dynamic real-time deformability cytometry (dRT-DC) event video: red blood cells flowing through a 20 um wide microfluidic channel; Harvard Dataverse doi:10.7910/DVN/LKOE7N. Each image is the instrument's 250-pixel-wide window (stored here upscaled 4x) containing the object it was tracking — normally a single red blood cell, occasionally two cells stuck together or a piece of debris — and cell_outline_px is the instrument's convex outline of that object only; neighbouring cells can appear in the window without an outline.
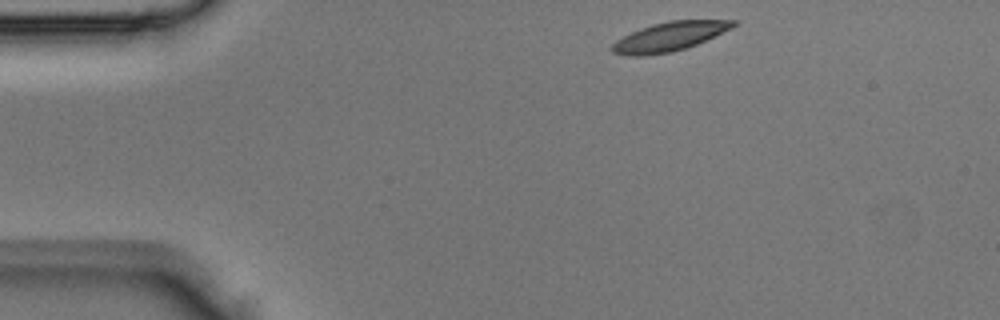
{"species": "Egyptian fruit bat (a non-hibernating species)", "species_latin": "Rousettus aegyptiacus", "temperature_condition": "room temperature", "stored_images_in_passage": 38, "camera_frame_rate_fps": 3000, "um_per_image_px": 0.085, "animal": {"sex": "male"}, "frame": {"image": 1, "passage_image": 1, "time_ms": 0.0, "image_size_px": [1000, 320], "cell_outline_px": [[736, 24], [732, 28], [696, 44], [672, 52], [644, 56], [628, 56], [612, 52], [608, 48], [616, 40], [640, 28], [652, 24], [668, 20], [736, 20]], "centroid_in_image_um": [56.85, 3.11], "position_along_channel_um": 28.2, "area_um2": 20.46}}
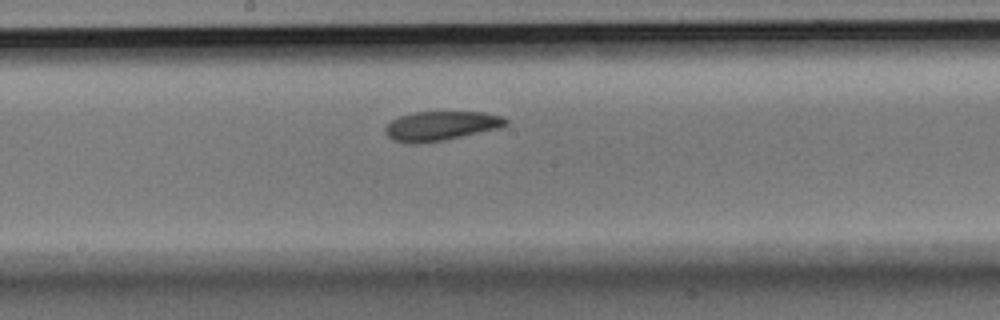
{"frame": {"image": 2, "passage_image": 17, "time_ms": 5.333, "image_size_px": [1000, 320], "cell_outline_px": [[508, 124], [500, 128], [444, 140], [416, 144], [412, 144], [392, 140], [384, 132], [388, 124], [392, 120], [400, 116], [412, 112], [484, 112], [504, 116], [508, 120]], "centroid_in_image_um": [37.5, 10.7], "position_along_channel_um": 210.7, "area_um2": 20.69}}
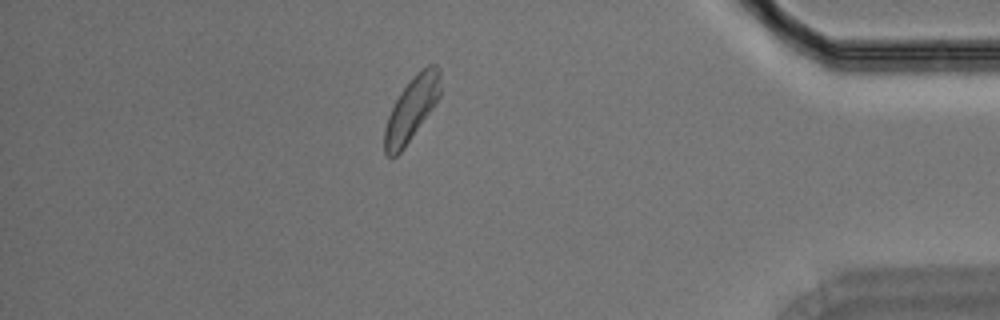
{"frame": {"image": 3, "passage_image": 32, "time_ms": 10.333, "image_size_px": [1000, 320], "cell_outline_px": [[440, 96], [432, 108], [404, 148], [396, 156], [388, 156], [384, 152], [384, 128], [388, 116], [400, 92], [428, 64], [436, 64], [440, 68]], "centroid_in_image_um": [34.98, 9.28], "position_along_channel_um": 400.2, "area_um2": 20.11}}